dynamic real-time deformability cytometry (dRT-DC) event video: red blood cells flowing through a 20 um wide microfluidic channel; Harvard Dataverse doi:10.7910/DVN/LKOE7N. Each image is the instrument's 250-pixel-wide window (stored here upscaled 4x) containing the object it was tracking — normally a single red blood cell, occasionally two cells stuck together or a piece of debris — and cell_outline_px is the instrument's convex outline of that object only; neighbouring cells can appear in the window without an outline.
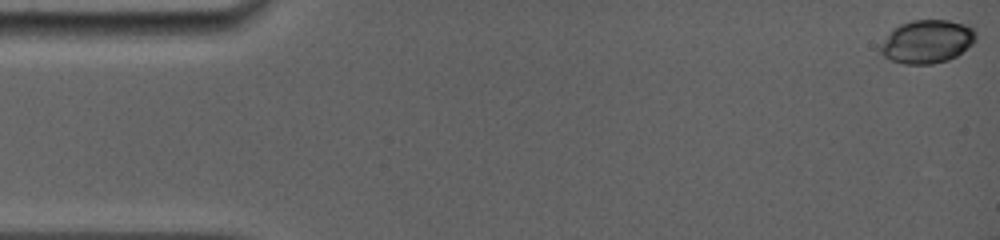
{"species": "common noctule bat (a hibernating species)", "species_latin": "Nyctalus noctula", "temperature_condition": "room temperature", "stored_images_in_passage": 5, "camera_frame_rate_fps": 5000, "um_per_image_px": 0.085, "animal": {"sex": "female", "body_mass_g": 19.0, "forearm_length_mm": 56.7}, "frame": {"image": 1, "passage_image": 1, "time_ms": 0.0, "image_size_px": [1000, 240], "cell_outline_px": [[976, 40], [972, 44], [956, 56], [948, 60], [932, 64], [904, 64], [892, 60], [876, 52], [880, 44], [892, 28], [900, 24], [912, 20], [948, 20], [964, 24], [972, 28], [976, 32]], "centroid_in_image_um": [78.75, 3.53], "position_along_channel_um": 6.2, "area_um2": 24.28}}